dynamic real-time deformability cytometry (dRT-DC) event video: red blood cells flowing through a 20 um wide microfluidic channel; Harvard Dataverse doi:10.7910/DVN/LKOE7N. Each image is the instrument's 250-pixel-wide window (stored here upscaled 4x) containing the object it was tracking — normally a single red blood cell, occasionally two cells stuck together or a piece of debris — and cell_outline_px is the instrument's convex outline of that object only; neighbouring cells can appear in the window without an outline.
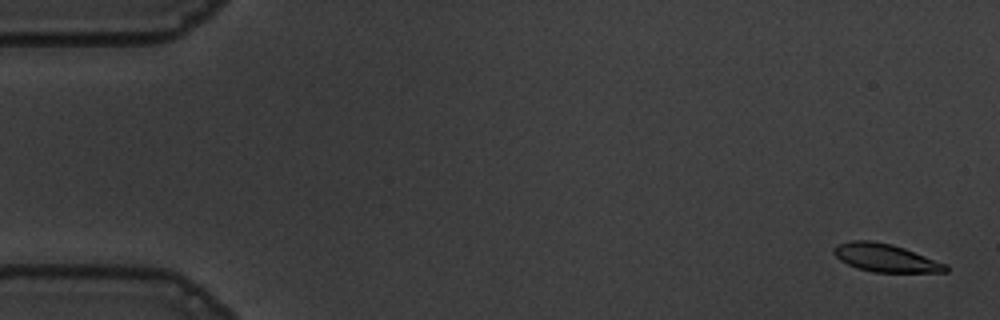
{"species": "common noctule bat (a hibernating species)", "species_latin": "Nyctalus noctula", "temperature_condition": "warm", "stored_images_in_passage": 57, "camera_frame_rate_fps": 3000, "um_per_image_px": 0.085, "animal": {"sex": "male", "body_mass_g": 19.5, "forearm_length_mm": 54.6}, "frame": {"image": 1, "passage_image": 2, "time_ms": 0.333, "image_size_px": [1000, 320], "cell_outline_px": [[948, 272], [872, 272], [856, 268], [840, 260], [832, 252], [840, 244], [852, 240], [868, 240], [892, 244], [904, 248], [948, 264]], "centroid_in_image_um": [75.3, 21.93], "position_along_channel_um": 9.7, "area_um2": 18.15}}
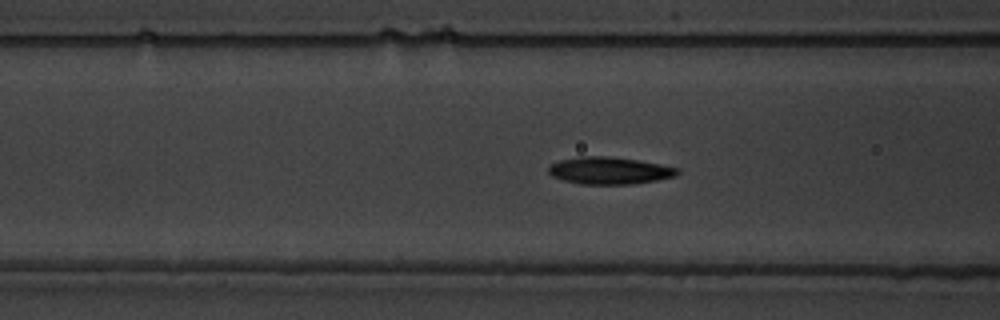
{"frame": {"image": 2, "passage_image": 22, "time_ms": 7.0, "image_size_px": [1000, 320], "cell_outline_px": [[680, 172], [676, 176], [656, 180], [632, 184], [580, 184], [564, 180], [552, 176], [548, 172], [548, 168], [552, 164], [560, 160], [580, 156], [604, 156], [636, 160], [660, 164], [680, 168]], "centroid_in_image_um": [51.82, 14.5], "position_along_channel_um": 114.8, "area_um2": 20.29}}
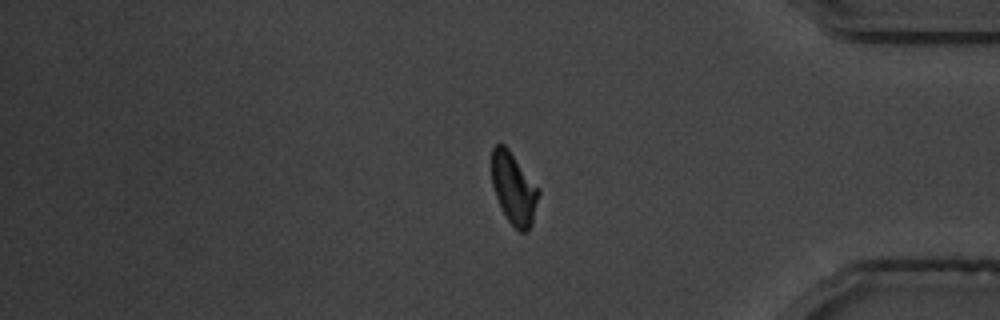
{"frame": {"image": 3, "passage_image": 47, "time_ms": 15.333, "image_size_px": [1000, 320], "cell_outline_px": [[540, 192], [532, 224], [528, 232], [520, 232], [508, 220], [496, 196], [492, 184], [492, 148], [496, 144], [504, 144], [508, 148], [540, 188]], "centroid_in_image_um": [43.7, 16.01], "position_along_channel_um": 391.5, "area_um2": 19.54}, "authors_computed_cell_mechanics": {"area_um2": 19.5364, "velocity_mm_per_s": 3.6162, "shape_relaxation_time_tau1_ms": 2.7547, "shape_relaxation_time_tau2_ms": 2.185, "deformation_change_tau1": 0.1328, "deformation_change_tau2": 0.0871}}